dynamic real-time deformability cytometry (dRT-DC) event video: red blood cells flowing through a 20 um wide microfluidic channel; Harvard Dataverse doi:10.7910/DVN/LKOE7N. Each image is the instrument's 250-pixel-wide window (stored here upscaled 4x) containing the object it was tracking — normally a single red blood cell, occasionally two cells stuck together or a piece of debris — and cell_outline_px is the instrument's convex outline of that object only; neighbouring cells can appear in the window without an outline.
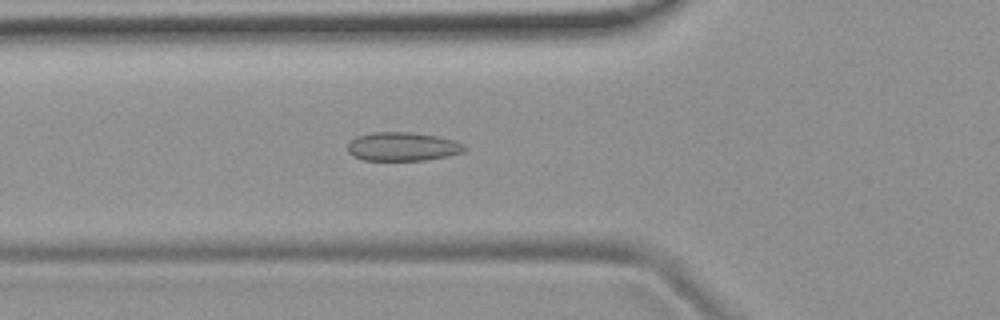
{"species": "common noctule bat (a hibernating species)", "species_latin": "Nyctalus noctula", "temperature_condition": "room temperature", "stored_images_in_passage": 53, "camera_frame_rate_fps": 3000, "um_per_image_px": 0.085, "animal": {"sex": "female", "body_mass_g": 19.9}, "frame": {"image": 1, "passage_image": 19, "time_ms": 6.0, "image_size_px": [1000, 320], "cell_outline_px": [[468, 148], [464, 152], [448, 156], [424, 160], [364, 160], [352, 156], [348, 152], [348, 144], [356, 136], [372, 132], [412, 132], [436, 136], [456, 140], [464, 144]], "centroid_in_image_um": [34.25, 12.46], "position_along_channel_um": 91.6, "area_um2": 19.71}}
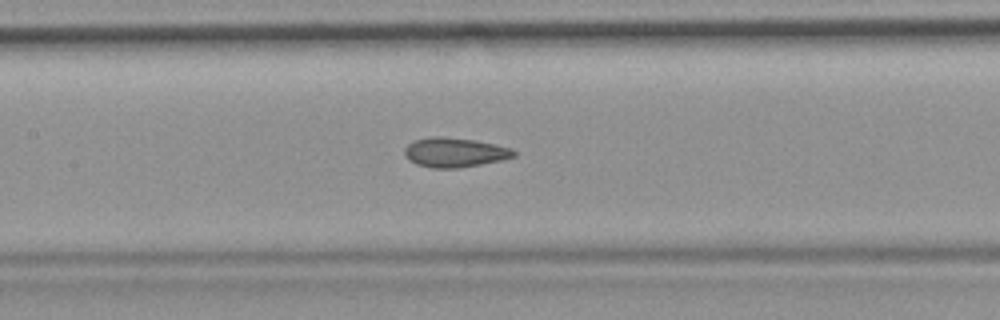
{"frame": {"image": 2, "passage_image": 25, "time_ms": 8.0, "image_size_px": [1000, 320], "cell_outline_px": [[516, 156], [504, 160], [460, 168], [432, 168], [416, 164], [408, 160], [404, 156], [404, 148], [408, 144], [416, 140], [432, 136], [440, 136], [472, 140], [512, 148], [516, 152]], "centroid_in_image_um": [38.64, 12.97], "position_along_channel_um": 168.8, "area_um2": 18.84}}
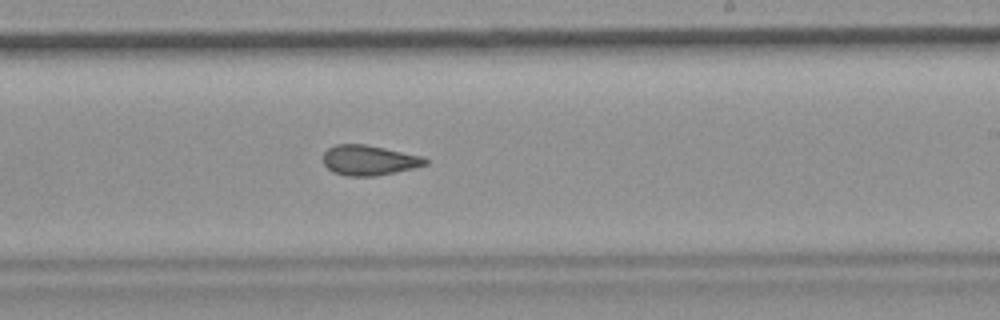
{"frame": {"image": 3, "passage_image": 32, "time_ms": 10.333, "image_size_px": [1000, 320], "cell_outline_px": [[428, 164], [416, 168], [376, 176], [348, 176], [332, 172], [324, 164], [324, 152], [328, 148], [336, 144], [364, 144], [424, 156], [428, 160]], "centroid_in_image_um": [31.4, 13.62], "position_along_channel_um": 257.6, "area_um2": 18.03}, "authors_computed_cell_mechanics": {"area_um2": 18.785, "velocity_mm_per_s": 3.837, "shape_relaxation_time_tau1_ms": null, "shape_relaxation_time_tau2_ms": 2.2451, "deformation_change_tau1": null, "deformation_change_tau2": 0.0632}}